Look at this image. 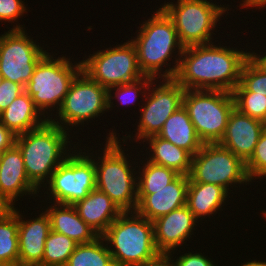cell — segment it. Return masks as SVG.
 Listing matches in <instances>:
<instances>
[{"mask_svg": "<svg viewBox=\"0 0 266 266\" xmlns=\"http://www.w3.org/2000/svg\"><path fill=\"white\" fill-rule=\"evenodd\" d=\"M243 2L240 3L239 7L242 8H249V7H255V8H259L260 7L263 9L264 7L266 8V0H242Z\"/></svg>", "mask_w": 266, "mask_h": 266, "instance_id": "obj_41", "label": "cell"}, {"mask_svg": "<svg viewBox=\"0 0 266 266\" xmlns=\"http://www.w3.org/2000/svg\"><path fill=\"white\" fill-rule=\"evenodd\" d=\"M43 209H40L42 212L36 218L30 217L28 220L19 210L18 266H42L45 240L51 231L50 218Z\"/></svg>", "mask_w": 266, "mask_h": 266, "instance_id": "obj_18", "label": "cell"}, {"mask_svg": "<svg viewBox=\"0 0 266 266\" xmlns=\"http://www.w3.org/2000/svg\"><path fill=\"white\" fill-rule=\"evenodd\" d=\"M233 92H256L266 96V72L248 57L241 69L240 83Z\"/></svg>", "mask_w": 266, "mask_h": 266, "instance_id": "obj_31", "label": "cell"}, {"mask_svg": "<svg viewBox=\"0 0 266 266\" xmlns=\"http://www.w3.org/2000/svg\"><path fill=\"white\" fill-rule=\"evenodd\" d=\"M19 211L0 219V262L8 266H18L19 258Z\"/></svg>", "mask_w": 266, "mask_h": 266, "instance_id": "obj_27", "label": "cell"}, {"mask_svg": "<svg viewBox=\"0 0 266 266\" xmlns=\"http://www.w3.org/2000/svg\"><path fill=\"white\" fill-rule=\"evenodd\" d=\"M117 135L118 133L114 129L112 132L109 130L105 139V146L102 149L103 154L100 150L98 153L96 150L94 154V150L90 149L88 145L83 150L87 151L94 160L96 189L105 193L123 212L136 211L138 205L136 167L138 165L136 161L130 160L131 157L122 149L123 145L120 144ZM86 148L93 152L89 153ZM98 154L99 156H97ZM134 164L135 167H133Z\"/></svg>", "mask_w": 266, "mask_h": 266, "instance_id": "obj_3", "label": "cell"}, {"mask_svg": "<svg viewBox=\"0 0 266 266\" xmlns=\"http://www.w3.org/2000/svg\"><path fill=\"white\" fill-rule=\"evenodd\" d=\"M235 108L251 118L266 122V96L256 92H232Z\"/></svg>", "mask_w": 266, "mask_h": 266, "instance_id": "obj_32", "label": "cell"}, {"mask_svg": "<svg viewBox=\"0 0 266 266\" xmlns=\"http://www.w3.org/2000/svg\"><path fill=\"white\" fill-rule=\"evenodd\" d=\"M77 245L66 235L51 230L45 240L42 266H65Z\"/></svg>", "mask_w": 266, "mask_h": 266, "instance_id": "obj_28", "label": "cell"}, {"mask_svg": "<svg viewBox=\"0 0 266 266\" xmlns=\"http://www.w3.org/2000/svg\"><path fill=\"white\" fill-rule=\"evenodd\" d=\"M157 136L188 151L192 156L203 146L183 105L168 117Z\"/></svg>", "mask_w": 266, "mask_h": 266, "instance_id": "obj_24", "label": "cell"}, {"mask_svg": "<svg viewBox=\"0 0 266 266\" xmlns=\"http://www.w3.org/2000/svg\"><path fill=\"white\" fill-rule=\"evenodd\" d=\"M3 77H2V75L0 74V85L3 83Z\"/></svg>", "mask_w": 266, "mask_h": 266, "instance_id": "obj_44", "label": "cell"}, {"mask_svg": "<svg viewBox=\"0 0 266 266\" xmlns=\"http://www.w3.org/2000/svg\"><path fill=\"white\" fill-rule=\"evenodd\" d=\"M24 91L22 85L4 79L0 85V113Z\"/></svg>", "mask_w": 266, "mask_h": 266, "instance_id": "obj_35", "label": "cell"}, {"mask_svg": "<svg viewBox=\"0 0 266 266\" xmlns=\"http://www.w3.org/2000/svg\"><path fill=\"white\" fill-rule=\"evenodd\" d=\"M78 215L101 236L122 214V210L105 193L92 190L74 205Z\"/></svg>", "mask_w": 266, "mask_h": 266, "instance_id": "obj_20", "label": "cell"}, {"mask_svg": "<svg viewBox=\"0 0 266 266\" xmlns=\"http://www.w3.org/2000/svg\"><path fill=\"white\" fill-rule=\"evenodd\" d=\"M265 128L264 122L251 118L234 107L219 144L246 162L253 154Z\"/></svg>", "mask_w": 266, "mask_h": 266, "instance_id": "obj_17", "label": "cell"}, {"mask_svg": "<svg viewBox=\"0 0 266 266\" xmlns=\"http://www.w3.org/2000/svg\"><path fill=\"white\" fill-rule=\"evenodd\" d=\"M107 97L108 90L81 70L71 82L60 108L52 115L55 117H50L49 121L70 133L74 126L81 124L84 128V122H92L90 120L108 112Z\"/></svg>", "mask_w": 266, "mask_h": 266, "instance_id": "obj_10", "label": "cell"}, {"mask_svg": "<svg viewBox=\"0 0 266 266\" xmlns=\"http://www.w3.org/2000/svg\"><path fill=\"white\" fill-rule=\"evenodd\" d=\"M144 142L149 145L147 147V149L149 148L147 151L148 153H143V156L149 155L148 159L146 156V160L153 164L173 169L178 174L189 176L192 155L188 151L177 147L173 143L166 141L157 135L148 137L146 140L142 141L143 147H146Z\"/></svg>", "mask_w": 266, "mask_h": 266, "instance_id": "obj_25", "label": "cell"}, {"mask_svg": "<svg viewBox=\"0 0 266 266\" xmlns=\"http://www.w3.org/2000/svg\"><path fill=\"white\" fill-rule=\"evenodd\" d=\"M153 222L154 240L159 252H176L185 240L192 238L198 220L189 208L184 205L155 219ZM177 248V249H176ZM176 249V251H175Z\"/></svg>", "mask_w": 266, "mask_h": 266, "instance_id": "obj_16", "label": "cell"}, {"mask_svg": "<svg viewBox=\"0 0 266 266\" xmlns=\"http://www.w3.org/2000/svg\"><path fill=\"white\" fill-rule=\"evenodd\" d=\"M206 45L185 47L174 79L185 90L233 92L240 83L241 69L249 52L230 46Z\"/></svg>", "mask_w": 266, "mask_h": 266, "instance_id": "obj_1", "label": "cell"}, {"mask_svg": "<svg viewBox=\"0 0 266 266\" xmlns=\"http://www.w3.org/2000/svg\"><path fill=\"white\" fill-rule=\"evenodd\" d=\"M65 266H115L107 244L100 236L95 241L78 244Z\"/></svg>", "mask_w": 266, "mask_h": 266, "instance_id": "obj_26", "label": "cell"}, {"mask_svg": "<svg viewBox=\"0 0 266 266\" xmlns=\"http://www.w3.org/2000/svg\"><path fill=\"white\" fill-rule=\"evenodd\" d=\"M151 15L148 20L139 24L141 26L138 27L137 36L129 40L135 45L139 67L145 76L155 80L160 78L159 81L174 79L185 47L179 40L173 21L161 8ZM174 53L178 57H174ZM170 61L174 62L172 67ZM164 66L167 69L162 68Z\"/></svg>", "mask_w": 266, "mask_h": 266, "instance_id": "obj_2", "label": "cell"}, {"mask_svg": "<svg viewBox=\"0 0 266 266\" xmlns=\"http://www.w3.org/2000/svg\"><path fill=\"white\" fill-rule=\"evenodd\" d=\"M18 22L0 34V74L3 79L22 85L30 81L38 62L48 53Z\"/></svg>", "mask_w": 266, "mask_h": 266, "instance_id": "obj_14", "label": "cell"}, {"mask_svg": "<svg viewBox=\"0 0 266 266\" xmlns=\"http://www.w3.org/2000/svg\"><path fill=\"white\" fill-rule=\"evenodd\" d=\"M161 80L159 82L154 79L151 82L143 98L145 103L141 104L143 106L138 105L141 107L138 111L141 110V113L139 114V123H136L138 124L135 131L136 134H133V136L131 133L126 137L122 136V138L118 135L117 138L120 141L122 140V143L126 144L128 140L132 141L134 137V142L138 143L148 137L158 135L168 117L183 105L185 89L175 79Z\"/></svg>", "mask_w": 266, "mask_h": 266, "instance_id": "obj_13", "label": "cell"}, {"mask_svg": "<svg viewBox=\"0 0 266 266\" xmlns=\"http://www.w3.org/2000/svg\"><path fill=\"white\" fill-rule=\"evenodd\" d=\"M139 162L143 166H139V171L137 170V173H139L137 175V189H161L179 175L173 169L153 164L148 160L146 161V159Z\"/></svg>", "mask_w": 266, "mask_h": 266, "instance_id": "obj_29", "label": "cell"}, {"mask_svg": "<svg viewBox=\"0 0 266 266\" xmlns=\"http://www.w3.org/2000/svg\"><path fill=\"white\" fill-rule=\"evenodd\" d=\"M51 203L44 209L50 218L51 230L74 240L78 244H86L100 237L94 229L78 215L73 205Z\"/></svg>", "mask_w": 266, "mask_h": 266, "instance_id": "obj_21", "label": "cell"}, {"mask_svg": "<svg viewBox=\"0 0 266 266\" xmlns=\"http://www.w3.org/2000/svg\"><path fill=\"white\" fill-rule=\"evenodd\" d=\"M48 120L25 91L0 113V123L16 136L35 130Z\"/></svg>", "mask_w": 266, "mask_h": 266, "instance_id": "obj_22", "label": "cell"}, {"mask_svg": "<svg viewBox=\"0 0 266 266\" xmlns=\"http://www.w3.org/2000/svg\"><path fill=\"white\" fill-rule=\"evenodd\" d=\"M245 165L247 175L252 182H255L253 181L254 178V180L259 179L261 182L263 177L266 178V128L261 133L254 152L245 162Z\"/></svg>", "mask_w": 266, "mask_h": 266, "instance_id": "obj_33", "label": "cell"}, {"mask_svg": "<svg viewBox=\"0 0 266 266\" xmlns=\"http://www.w3.org/2000/svg\"><path fill=\"white\" fill-rule=\"evenodd\" d=\"M3 153H4V151H0V164H1Z\"/></svg>", "mask_w": 266, "mask_h": 266, "instance_id": "obj_43", "label": "cell"}, {"mask_svg": "<svg viewBox=\"0 0 266 266\" xmlns=\"http://www.w3.org/2000/svg\"><path fill=\"white\" fill-rule=\"evenodd\" d=\"M172 252L165 253L159 252L153 258L144 261L143 263L136 266H175L174 260L176 257L172 256Z\"/></svg>", "mask_w": 266, "mask_h": 266, "instance_id": "obj_37", "label": "cell"}, {"mask_svg": "<svg viewBox=\"0 0 266 266\" xmlns=\"http://www.w3.org/2000/svg\"><path fill=\"white\" fill-rule=\"evenodd\" d=\"M189 176L179 174L161 189H137L136 212L154 221L160 216L186 205Z\"/></svg>", "mask_w": 266, "mask_h": 266, "instance_id": "obj_15", "label": "cell"}, {"mask_svg": "<svg viewBox=\"0 0 266 266\" xmlns=\"http://www.w3.org/2000/svg\"><path fill=\"white\" fill-rule=\"evenodd\" d=\"M248 57L264 72H266V52L263 55H259L255 52L248 51Z\"/></svg>", "mask_w": 266, "mask_h": 266, "instance_id": "obj_40", "label": "cell"}, {"mask_svg": "<svg viewBox=\"0 0 266 266\" xmlns=\"http://www.w3.org/2000/svg\"><path fill=\"white\" fill-rule=\"evenodd\" d=\"M229 195L230 192L222 186L210 183L189 182L186 206L195 218L201 221L216 215L218 211L222 212V207L226 205L225 201L230 198Z\"/></svg>", "mask_w": 266, "mask_h": 266, "instance_id": "obj_23", "label": "cell"}, {"mask_svg": "<svg viewBox=\"0 0 266 266\" xmlns=\"http://www.w3.org/2000/svg\"><path fill=\"white\" fill-rule=\"evenodd\" d=\"M212 1V2H211ZM177 0L164 2L161 9L173 21L184 47L213 43L214 30L220 18L231 8L213 0ZM212 39V40H211Z\"/></svg>", "mask_w": 266, "mask_h": 266, "instance_id": "obj_7", "label": "cell"}, {"mask_svg": "<svg viewBox=\"0 0 266 266\" xmlns=\"http://www.w3.org/2000/svg\"><path fill=\"white\" fill-rule=\"evenodd\" d=\"M183 107L187 110L203 144L219 143L225 133L235 102L231 92L185 90Z\"/></svg>", "mask_w": 266, "mask_h": 266, "instance_id": "obj_9", "label": "cell"}, {"mask_svg": "<svg viewBox=\"0 0 266 266\" xmlns=\"http://www.w3.org/2000/svg\"><path fill=\"white\" fill-rule=\"evenodd\" d=\"M238 266H266V262L264 261H257V260H251V261H245L243 262V264L241 263V265Z\"/></svg>", "mask_w": 266, "mask_h": 266, "instance_id": "obj_42", "label": "cell"}, {"mask_svg": "<svg viewBox=\"0 0 266 266\" xmlns=\"http://www.w3.org/2000/svg\"><path fill=\"white\" fill-rule=\"evenodd\" d=\"M14 202L10 200L1 190H0V219L8 217L10 214L15 212L17 207L14 206Z\"/></svg>", "mask_w": 266, "mask_h": 266, "instance_id": "obj_39", "label": "cell"}, {"mask_svg": "<svg viewBox=\"0 0 266 266\" xmlns=\"http://www.w3.org/2000/svg\"><path fill=\"white\" fill-rule=\"evenodd\" d=\"M27 12L22 0H0V22H18L19 18Z\"/></svg>", "mask_w": 266, "mask_h": 266, "instance_id": "obj_34", "label": "cell"}, {"mask_svg": "<svg viewBox=\"0 0 266 266\" xmlns=\"http://www.w3.org/2000/svg\"><path fill=\"white\" fill-rule=\"evenodd\" d=\"M54 56L48 52L38 62L30 81L25 86V92L31 96L35 106L47 116V119L54 114L55 109L57 112L60 108L71 82L82 70L81 61H75L74 64L69 57Z\"/></svg>", "mask_w": 266, "mask_h": 266, "instance_id": "obj_6", "label": "cell"}, {"mask_svg": "<svg viewBox=\"0 0 266 266\" xmlns=\"http://www.w3.org/2000/svg\"><path fill=\"white\" fill-rule=\"evenodd\" d=\"M78 143L74 144L75 150L73 149L65 161L56 168L44 185L47 188H43L46 190L44 194H47L44 197H48L52 203L74 205L96 189L94 160L85 150L83 152L79 148L81 144Z\"/></svg>", "mask_w": 266, "mask_h": 266, "instance_id": "obj_8", "label": "cell"}, {"mask_svg": "<svg viewBox=\"0 0 266 266\" xmlns=\"http://www.w3.org/2000/svg\"><path fill=\"white\" fill-rule=\"evenodd\" d=\"M0 190L14 203L24 195L39 196L41 192L29 179L25 171L20 149L14 144L3 153L0 164ZM37 194V195H36Z\"/></svg>", "mask_w": 266, "mask_h": 266, "instance_id": "obj_19", "label": "cell"}, {"mask_svg": "<svg viewBox=\"0 0 266 266\" xmlns=\"http://www.w3.org/2000/svg\"><path fill=\"white\" fill-rule=\"evenodd\" d=\"M101 237L115 266H136L159 253L154 240L153 222L136 211L122 212Z\"/></svg>", "mask_w": 266, "mask_h": 266, "instance_id": "obj_5", "label": "cell"}, {"mask_svg": "<svg viewBox=\"0 0 266 266\" xmlns=\"http://www.w3.org/2000/svg\"><path fill=\"white\" fill-rule=\"evenodd\" d=\"M71 135L48 120L41 127L16 136L15 145L21 151L28 179L39 190L73 151L76 142L72 143Z\"/></svg>", "mask_w": 266, "mask_h": 266, "instance_id": "obj_4", "label": "cell"}, {"mask_svg": "<svg viewBox=\"0 0 266 266\" xmlns=\"http://www.w3.org/2000/svg\"><path fill=\"white\" fill-rule=\"evenodd\" d=\"M152 81H154V78L145 76L136 81L109 88L107 97L108 111H111V109L115 107L113 106V99H118L117 101H119L120 104H123V106L125 107L128 105L132 106L131 104L133 103L135 104V102L139 99L140 94L142 95V97H145Z\"/></svg>", "mask_w": 266, "mask_h": 266, "instance_id": "obj_30", "label": "cell"}, {"mask_svg": "<svg viewBox=\"0 0 266 266\" xmlns=\"http://www.w3.org/2000/svg\"><path fill=\"white\" fill-rule=\"evenodd\" d=\"M174 264L175 266H217L213 260L211 261L210 257L197 253V251L195 253L194 251L193 253L188 251V253L178 256Z\"/></svg>", "mask_w": 266, "mask_h": 266, "instance_id": "obj_36", "label": "cell"}, {"mask_svg": "<svg viewBox=\"0 0 266 266\" xmlns=\"http://www.w3.org/2000/svg\"><path fill=\"white\" fill-rule=\"evenodd\" d=\"M16 135L0 123V151H5L15 144Z\"/></svg>", "mask_w": 266, "mask_h": 266, "instance_id": "obj_38", "label": "cell"}, {"mask_svg": "<svg viewBox=\"0 0 266 266\" xmlns=\"http://www.w3.org/2000/svg\"><path fill=\"white\" fill-rule=\"evenodd\" d=\"M0 266H8V265H6V264H3V263H1V262H0Z\"/></svg>", "mask_w": 266, "mask_h": 266, "instance_id": "obj_46", "label": "cell"}, {"mask_svg": "<svg viewBox=\"0 0 266 266\" xmlns=\"http://www.w3.org/2000/svg\"><path fill=\"white\" fill-rule=\"evenodd\" d=\"M81 64L82 71L107 90L145 77L135 45L129 40L113 48L97 50L81 60Z\"/></svg>", "mask_w": 266, "mask_h": 266, "instance_id": "obj_12", "label": "cell"}, {"mask_svg": "<svg viewBox=\"0 0 266 266\" xmlns=\"http://www.w3.org/2000/svg\"><path fill=\"white\" fill-rule=\"evenodd\" d=\"M262 214L264 215L263 217H265L266 219V211H262Z\"/></svg>", "mask_w": 266, "mask_h": 266, "instance_id": "obj_45", "label": "cell"}, {"mask_svg": "<svg viewBox=\"0 0 266 266\" xmlns=\"http://www.w3.org/2000/svg\"><path fill=\"white\" fill-rule=\"evenodd\" d=\"M189 182L222 186L231 193L235 184L240 188L242 184L252 183L245 162L219 143H204L192 156Z\"/></svg>", "mask_w": 266, "mask_h": 266, "instance_id": "obj_11", "label": "cell"}]
</instances>
